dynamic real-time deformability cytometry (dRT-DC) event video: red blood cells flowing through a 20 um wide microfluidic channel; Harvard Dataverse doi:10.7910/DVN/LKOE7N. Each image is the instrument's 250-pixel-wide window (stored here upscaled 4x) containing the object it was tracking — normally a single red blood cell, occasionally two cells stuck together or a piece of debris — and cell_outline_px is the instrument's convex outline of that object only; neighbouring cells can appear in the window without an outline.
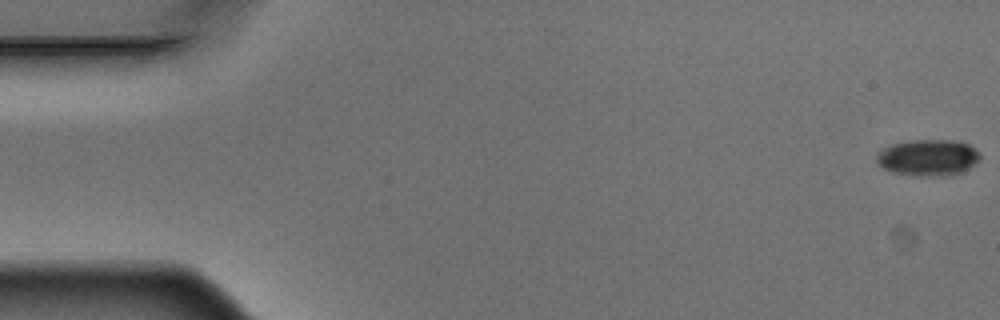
{"species": "Egyptian fruit bat (a non-hibernating species)", "species_latin": "Rousettus aegyptiacus", "temperature_condition": "warm", "stored_images_in_passage": 6, "camera_frame_rate_fps": 3000, "um_per_image_px": 0.085, "animal": {"sex": "male"}, "frame": {"image": 1, "passage_image": 1, "time_ms": 0.0, "image_size_px": [1000, 320], "cell_outline_px": [[980, 160], [976, 164], [952, 176], [920, 176], [892, 172], [884, 168], [876, 160], [876, 156], [884, 148], [892, 144], [912, 140], [956, 140], [968, 144], [976, 148], [980, 152]], "centroid_in_image_um": [78.94, 13.39], "position_along_channel_um": 6.1, "area_um2": 22.02}}
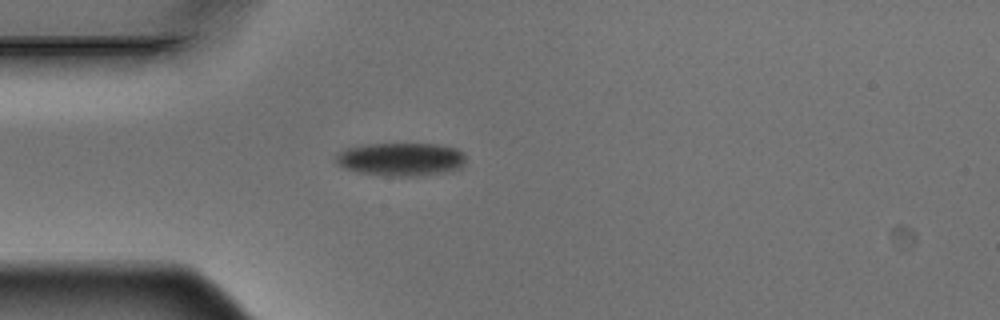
{"frame": {"image": 2, "passage_image": 5, "time_ms": 1.333, "image_size_px": [1000, 320], "cell_outline_px": [[464, 164], [460, 168], [452, 172], [416, 176], [392, 176], [360, 172], [348, 168], [340, 164], [336, 160], [336, 152], [348, 148], [364, 144], [436, 144], [456, 148], [464, 152]], "centroid_in_image_um": [34.15, 13.53], "position_along_channel_um": 50.9, "area_um2": 25.09}}